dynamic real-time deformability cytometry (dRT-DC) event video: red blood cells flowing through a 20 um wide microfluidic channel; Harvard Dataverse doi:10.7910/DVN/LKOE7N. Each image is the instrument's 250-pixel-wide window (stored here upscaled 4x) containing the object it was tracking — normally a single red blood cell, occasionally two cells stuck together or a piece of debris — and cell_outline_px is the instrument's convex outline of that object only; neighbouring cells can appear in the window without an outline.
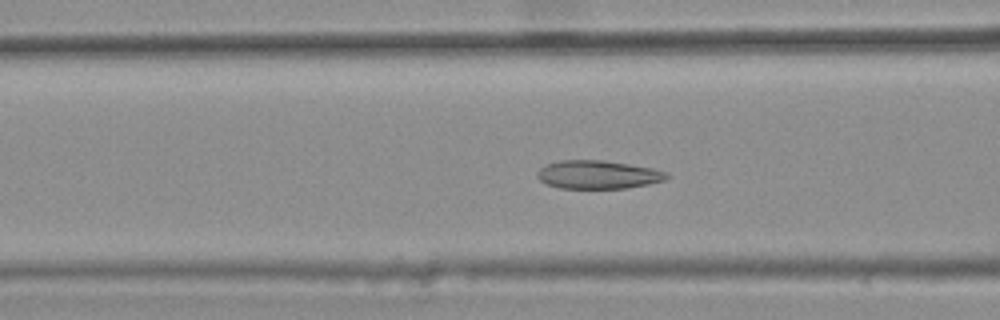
{"species": "common noctule bat (a hibernating species)", "species_latin": "Nyctalus noctula", "temperature_condition": "warm", "stored_images_in_passage": 44, "camera_frame_rate_fps": 3000, "um_per_image_px": 0.085, "animal": {"sex": "female", "body_mass_g": 25.1}, "frame": {"image": 1, "passage_image": 20, "time_ms": 6.333, "image_size_px": [1000, 320], "cell_outline_px": [[668, 176], [664, 180], [648, 184], [624, 188], [560, 188], [548, 184], [540, 180], [536, 176], [536, 172], [540, 168], [548, 164], [560, 160], [600, 160], [628, 164], [652, 168], [668, 172]], "centroid_in_image_um": [50.81, 14.84], "position_along_channel_um": 115.8, "area_um2": 21.15}}
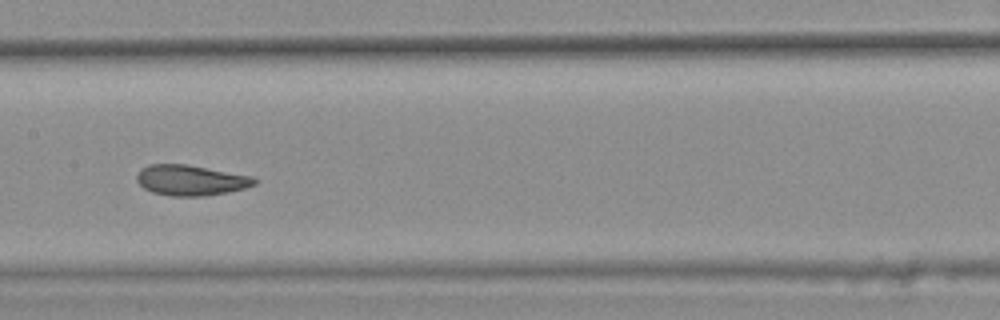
{"frame": {"image": 2, "passage_image": 26, "time_ms": 8.333, "image_size_px": [1000, 320], "cell_outline_px": [[256, 184], [244, 188], [228, 192], [204, 196], [172, 196], [152, 192], [144, 188], [136, 180], [136, 176], [140, 168], [148, 164], [188, 164], [252, 176], [256, 180]], "centroid_in_image_um": [16.19, 15.31], "position_along_channel_um": 191.2, "area_um2": 20.98}}
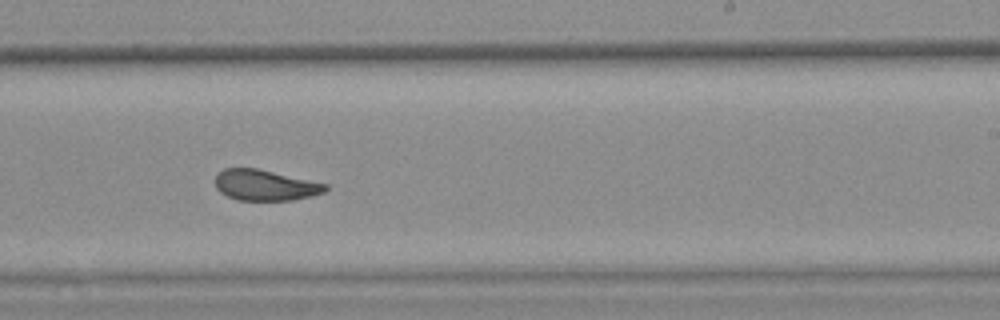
{"frame": {"image": 3, "passage_image": 32, "time_ms": 10.333, "image_size_px": [1000, 320], "cell_outline_px": [[328, 188], [324, 192], [312, 196], [292, 200], [236, 200], [220, 192], [216, 188], [216, 172], [224, 168], [256, 168], [328, 184]], "centroid_in_image_um": [22.52, 15.74], "position_along_channel_um": 266.5, "area_um2": 19.77}, "authors_computed_cell_mechanics": {"area_um2": 21.5594, "velocity_mm_per_s": 3.7725, "shape_relaxation_time_tau1_ms": 8.153, "shape_relaxation_time_tau2_ms": 1.8933, "deformation_change_tau1": 0.168, "deformation_change_tau2": 0.0717}}